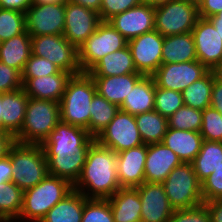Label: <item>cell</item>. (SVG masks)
<instances>
[{"label":"cell","mask_w":222,"mask_h":222,"mask_svg":"<svg viewBox=\"0 0 222 222\" xmlns=\"http://www.w3.org/2000/svg\"><path fill=\"white\" fill-rule=\"evenodd\" d=\"M108 201L114 222H141V202L136 188H120Z\"/></svg>","instance_id":"obj_25"},{"label":"cell","mask_w":222,"mask_h":222,"mask_svg":"<svg viewBox=\"0 0 222 222\" xmlns=\"http://www.w3.org/2000/svg\"><path fill=\"white\" fill-rule=\"evenodd\" d=\"M91 76H120L138 73L127 45L121 50L109 53L101 58L89 71Z\"/></svg>","instance_id":"obj_27"},{"label":"cell","mask_w":222,"mask_h":222,"mask_svg":"<svg viewBox=\"0 0 222 222\" xmlns=\"http://www.w3.org/2000/svg\"><path fill=\"white\" fill-rule=\"evenodd\" d=\"M128 41L108 21H102L95 32L78 47V63L82 72H88L101 58L121 50Z\"/></svg>","instance_id":"obj_8"},{"label":"cell","mask_w":222,"mask_h":222,"mask_svg":"<svg viewBox=\"0 0 222 222\" xmlns=\"http://www.w3.org/2000/svg\"><path fill=\"white\" fill-rule=\"evenodd\" d=\"M32 54L48 59L62 71L71 75L81 73L78 49L63 35L31 36Z\"/></svg>","instance_id":"obj_10"},{"label":"cell","mask_w":222,"mask_h":222,"mask_svg":"<svg viewBox=\"0 0 222 222\" xmlns=\"http://www.w3.org/2000/svg\"><path fill=\"white\" fill-rule=\"evenodd\" d=\"M201 192L204 202L222 199V164L201 183Z\"/></svg>","instance_id":"obj_42"},{"label":"cell","mask_w":222,"mask_h":222,"mask_svg":"<svg viewBox=\"0 0 222 222\" xmlns=\"http://www.w3.org/2000/svg\"><path fill=\"white\" fill-rule=\"evenodd\" d=\"M214 75L210 70L204 77L190 84L182 93L185 106L197 110L210 107Z\"/></svg>","instance_id":"obj_33"},{"label":"cell","mask_w":222,"mask_h":222,"mask_svg":"<svg viewBox=\"0 0 222 222\" xmlns=\"http://www.w3.org/2000/svg\"><path fill=\"white\" fill-rule=\"evenodd\" d=\"M87 198L73 189L55 204L40 222H81Z\"/></svg>","instance_id":"obj_30"},{"label":"cell","mask_w":222,"mask_h":222,"mask_svg":"<svg viewBox=\"0 0 222 222\" xmlns=\"http://www.w3.org/2000/svg\"><path fill=\"white\" fill-rule=\"evenodd\" d=\"M81 222H114L108 199H86Z\"/></svg>","instance_id":"obj_40"},{"label":"cell","mask_w":222,"mask_h":222,"mask_svg":"<svg viewBox=\"0 0 222 222\" xmlns=\"http://www.w3.org/2000/svg\"><path fill=\"white\" fill-rule=\"evenodd\" d=\"M203 141L200 132L167 128L162 143L176 153L183 163H192Z\"/></svg>","instance_id":"obj_24"},{"label":"cell","mask_w":222,"mask_h":222,"mask_svg":"<svg viewBox=\"0 0 222 222\" xmlns=\"http://www.w3.org/2000/svg\"><path fill=\"white\" fill-rule=\"evenodd\" d=\"M71 76L70 73L61 71L49 76L22 78L23 89L28 97L60 103L67 81Z\"/></svg>","instance_id":"obj_21"},{"label":"cell","mask_w":222,"mask_h":222,"mask_svg":"<svg viewBox=\"0 0 222 222\" xmlns=\"http://www.w3.org/2000/svg\"><path fill=\"white\" fill-rule=\"evenodd\" d=\"M25 22L30 36L63 35L65 3L32 4L25 12Z\"/></svg>","instance_id":"obj_12"},{"label":"cell","mask_w":222,"mask_h":222,"mask_svg":"<svg viewBox=\"0 0 222 222\" xmlns=\"http://www.w3.org/2000/svg\"><path fill=\"white\" fill-rule=\"evenodd\" d=\"M13 170L10 157L0 159V183L12 181Z\"/></svg>","instance_id":"obj_50"},{"label":"cell","mask_w":222,"mask_h":222,"mask_svg":"<svg viewBox=\"0 0 222 222\" xmlns=\"http://www.w3.org/2000/svg\"><path fill=\"white\" fill-rule=\"evenodd\" d=\"M62 70L48 59L31 55L22 72V78H37L60 73Z\"/></svg>","instance_id":"obj_41"},{"label":"cell","mask_w":222,"mask_h":222,"mask_svg":"<svg viewBox=\"0 0 222 222\" xmlns=\"http://www.w3.org/2000/svg\"><path fill=\"white\" fill-rule=\"evenodd\" d=\"M67 0H33V4L65 3Z\"/></svg>","instance_id":"obj_56"},{"label":"cell","mask_w":222,"mask_h":222,"mask_svg":"<svg viewBox=\"0 0 222 222\" xmlns=\"http://www.w3.org/2000/svg\"><path fill=\"white\" fill-rule=\"evenodd\" d=\"M144 144L160 143L168 128L167 118L153 110L134 116Z\"/></svg>","instance_id":"obj_32"},{"label":"cell","mask_w":222,"mask_h":222,"mask_svg":"<svg viewBox=\"0 0 222 222\" xmlns=\"http://www.w3.org/2000/svg\"><path fill=\"white\" fill-rule=\"evenodd\" d=\"M73 190L66 179L48 174L35 187L24 191L19 219L40 222L47 212ZM21 218V219H20Z\"/></svg>","instance_id":"obj_4"},{"label":"cell","mask_w":222,"mask_h":222,"mask_svg":"<svg viewBox=\"0 0 222 222\" xmlns=\"http://www.w3.org/2000/svg\"><path fill=\"white\" fill-rule=\"evenodd\" d=\"M156 84L152 76H143L125 97L120 110L137 115L154 110Z\"/></svg>","instance_id":"obj_26"},{"label":"cell","mask_w":222,"mask_h":222,"mask_svg":"<svg viewBox=\"0 0 222 222\" xmlns=\"http://www.w3.org/2000/svg\"><path fill=\"white\" fill-rule=\"evenodd\" d=\"M102 22L98 12L81 5L65 2V26L63 36L77 49Z\"/></svg>","instance_id":"obj_15"},{"label":"cell","mask_w":222,"mask_h":222,"mask_svg":"<svg viewBox=\"0 0 222 222\" xmlns=\"http://www.w3.org/2000/svg\"><path fill=\"white\" fill-rule=\"evenodd\" d=\"M119 110L118 105L108 102L96 92L90 104L89 134L95 138L111 122Z\"/></svg>","instance_id":"obj_35"},{"label":"cell","mask_w":222,"mask_h":222,"mask_svg":"<svg viewBox=\"0 0 222 222\" xmlns=\"http://www.w3.org/2000/svg\"><path fill=\"white\" fill-rule=\"evenodd\" d=\"M141 4L140 0H102L99 15L102 21Z\"/></svg>","instance_id":"obj_45"},{"label":"cell","mask_w":222,"mask_h":222,"mask_svg":"<svg viewBox=\"0 0 222 222\" xmlns=\"http://www.w3.org/2000/svg\"><path fill=\"white\" fill-rule=\"evenodd\" d=\"M2 93L0 92V131L2 132V118H1V113H2Z\"/></svg>","instance_id":"obj_57"},{"label":"cell","mask_w":222,"mask_h":222,"mask_svg":"<svg viewBox=\"0 0 222 222\" xmlns=\"http://www.w3.org/2000/svg\"><path fill=\"white\" fill-rule=\"evenodd\" d=\"M23 193L24 191L12 181L0 183V222L19 219Z\"/></svg>","instance_id":"obj_34"},{"label":"cell","mask_w":222,"mask_h":222,"mask_svg":"<svg viewBox=\"0 0 222 222\" xmlns=\"http://www.w3.org/2000/svg\"><path fill=\"white\" fill-rule=\"evenodd\" d=\"M169 1H172V0H140L141 4H147L154 8L167 4Z\"/></svg>","instance_id":"obj_55"},{"label":"cell","mask_w":222,"mask_h":222,"mask_svg":"<svg viewBox=\"0 0 222 222\" xmlns=\"http://www.w3.org/2000/svg\"><path fill=\"white\" fill-rule=\"evenodd\" d=\"M23 88L22 73L0 62V92L8 93Z\"/></svg>","instance_id":"obj_44"},{"label":"cell","mask_w":222,"mask_h":222,"mask_svg":"<svg viewBox=\"0 0 222 222\" xmlns=\"http://www.w3.org/2000/svg\"><path fill=\"white\" fill-rule=\"evenodd\" d=\"M168 128L200 132L202 126V110L183 105L168 119Z\"/></svg>","instance_id":"obj_36"},{"label":"cell","mask_w":222,"mask_h":222,"mask_svg":"<svg viewBox=\"0 0 222 222\" xmlns=\"http://www.w3.org/2000/svg\"><path fill=\"white\" fill-rule=\"evenodd\" d=\"M210 70L200 61L161 64L152 75L155 84L163 89L182 92Z\"/></svg>","instance_id":"obj_13"},{"label":"cell","mask_w":222,"mask_h":222,"mask_svg":"<svg viewBox=\"0 0 222 222\" xmlns=\"http://www.w3.org/2000/svg\"><path fill=\"white\" fill-rule=\"evenodd\" d=\"M221 164L222 142L204 140L199 153L192 162L199 182L202 183Z\"/></svg>","instance_id":"obj_31"},{"label":"cell","mask_w":222,"mask_h":222,"mask_svg":"<svg viewBox=\"0 0 222 222\" xmlns=\"http://www.w3.org/2000/svg\"><path fill=\"white\" fill-rule=\"evenodd\" d=\"M211 71L214 75L215 80L222 83V61L217 64Z\"/></svg>","instance_id":"obj_54"},{"label":"cell","mask_w":222,"mask_h":222,"mask_svg":"<svg viewBox=\"0 0 222 222\" xmlns=\"http://www.w3.org/2000/svg\"><path fill=\"white\" fill-rule=\"evenodd\" d=\"M141 73H131L120 76H91L96 92L108 102L118 105L123 104L125 97L134 85L143 77Z\"/></svg>","instance_id":"obj_22"},{"label":"cell","mask_w":222,"mask_h":222,"mask_svg":"<svg viewBox=\"0 0 222 222\" xmlns=\"http://www.w3.org/2000/svg\"><path fill=\"white\" fill-rule=\"evenodd\" d=\"M14 142V137L11 134L0 131V159L7 155L10 146Z\"/></svg>","instance_id":"obj_51"},{"label":"cell","mask_w":222,"mask_h":222,"mask_svg":"<svg viewBox=\"0 0 222 222\" xmlns=\"http://www.w3.org/2000/svg\"><path fill=\"white\" fill-rule=\"evenodd\" d=\"M222 12V0H201L198 4V14L201 18H209Z\"/></svg>","instance_id":"obj_46"},{"label":"cell","mask_w":222,"mask_h":222,"mask_svg":"<svg viewBox=\"0 0 222 222\" xmlns=\"http://www.w3.org/2000/svg\"><path fill=\"white\" fill-rule=\"evenodd\" d=\"M210 107L222 113V83L216 81L215 78L212 87Z\"/></svg>","instance_id":"obj_49"},{"label":"cell","mask_w":222,"mask_h":222,"mask_svg":"<svg viewBox=\"0 0 222 222\" xmlns=\"http://www.w3.org/2000/svg\"><path fill=\"white\" fill-rule=\"evenodd\" d=\"M182 161L162 142L147 145L145 161V182L162 183L169 173Z\"/></svg>","instance_id":"obj_20"},{"label":"cell","mask_w":222,"mask_h":222,"mask_svg":"<svg viewBox=\"0 0 222 222\" xmlns=\"http://www.w3.org/2000/svg\"><path fill=\"white\" fill-rule=\"evenodd\" d=\"M179 1L190 2V3L198 6V4L200 3L201 0H179Z\"/></svg>","instance_id":"obj_58"},{"label":"cell","mask_w":222,"mask_h":222,"mask_svg":"<svg viewBox=\"0 0 222 222\" xmlns=\"http://www.w3.org/2000/svg\"><path fill=\"white\" fill-rule=\"evenodd\" d=\"M168 222H211L207 207L202 204L190 209H176Z\"/></svg>","instance_id":"obj_43"},{"label":"cell","mask_w":222,"mask_h":222,"mask_svg":"<svg viewBox=\"0 0 222 222\" xmlns=\"http://www.w3.org/2000/svg\"><path fill=\"white\" fill-rule=\"evenodd\" d=\"M95 140L116 153L144 144L134 115L122 110H119Z\"/></svg>","instance_id":"obj_11"},{"label":"cell","mask_w":222,"mask_h":222,"mask_svg":"<svg viewBox=\"0 0 222 222\" xmlns=\"http://www.w3.org/2000/svg\"><path fill=\"white\" fill-rule=\"evenodd\" d=\"M135 188L141 202V222H168L175 209L163 184L144 182Z\"/></svg>","instance_id":"obj_17"},{"label":"cell","mask_w":222,"mask_h":222,"mask_svg":"<svg viewBox=\"0 0 222 222\" xmlns=\"http://www.w3.org/2000/svg\"><path fill=\"white\" fill-rule=\"evenodd\" d=\"M171 206L176 209H190L204 203L201 183L192 163H181L162 182Z\"/></svg>","instance_id":"obj_7"},{"label":"cell","mask_w":222,"mask_h":222,"mask_svg":"<svg viewBox=\"0 0 222 222\" xmlns=\"http://www.w3.org/2000/svg\"><path fill=\"white\" fill-rule=\"evenodd\" d=\"M28 95L24 89L2 93V132L13 137L21 130L28 104Z\"/></svg>","instance_id":"obj_23"},{"label":"cell","mask_w":222,"mask_h":222,"mask_svg":"<svg viewBox=\"0 0 222 222\" xmlns=\"http://www.w3.org/2000/svg\"><path fill=\"white\" fill-rule=\"evenodd\" d=\"M95 141L85 128L59 122L41 144L47 160L48 173L68 180H78L86 155Z\"/></svg>","instance_id":"obj_1"},{"label":"cell","mask_w":222,"mask_h":222,"mask_svg":"<svg viewBox=\"0 0 222 222\" xmlns=\"http://www.w3.org/2000/svg\"><path fill=\"white\" fill-rule=\"evenodd\" d=\"M31 55V36L27 31L0 44V62L21 73Z\"/></svg>","instance_id":"obj_29"},{"label":"cell","mask_w":222,"mask_h":222,"mask_svg":"<svg viewBox=\"0 0 222 222\" xmlns=\"http://www.w3.org/2000/svg\"><path fill=\"white\" fill-rule=\"evenodd\" d=\"M164 36L153 30L128 41L138 73L152 76L162 64Z\"/></svg>","instance_id":"obj_14"},{"label":"cell","mask_w":222,"mask_h":222,"mask_svg":"<svg viewBox=\"0 0 222 222\" xmlns=\"http://www.w3.org/2000/svg\"><path fill=\"white\" fill-rule=\"evenodd\" d=\"M200 133L204 140L222 142V113L212 107L202 110Z\"/></svg>","instance_id":"obj_39"},{"label":"cell","mask_w":222,"mask_h":222,"mask_svg":"<svg viewBox=\"0 0 222 222\" xmlns=\"http://www.w3.org/2000/svg\"><path fill=\"white\" fill-rule=\"evenodd\" d=\"M208 19L212 22L216 30H218V33L222 39V12L218 13L217 15H213Z\"/></svg>","instance_id":"obj_53"},{"label":"cell","mask_w":222,"mask_h":222,"mask_svg":"<svg viewBox=\"0 0 222 222\" xmlns=\"http://www.w3.org/2000/svg\"><path fill=\"white\" fill-rule=\"evenodd\" d=\"M116 166L117 153L95 140L88 149L83 169L73 189L87 199L110 198L121 188Z\"/></svg>","instance_id":"obj_2"},{"label":"cell","mask_w":222,"mask_h":222,"mask_svg":"<svg viewBox=\"0 0 222 222\" xmlns=\"http://www.w3.org/2000/svg\"><path fill=\"white\" fill-rule=\"evenodd\" d=\"M33 4V0H0V8L25 13Z\"/></svg>","instance_id":"obj_47"},{"label":"cell","mask_w":222,"mask_h":222,"mask_svg":"<svg viewBox=\"0 0 222 222\" xmlns=\"http://www.w3.org/2000/svg\"><path fill=\"white\" fill-rule=\"evenodd\" d=\"M198 60L194 38L191 32L164 36L162 64Z\"/></svg>","instance_id":"obj_28"},{"label":"cell","mask_w":222,"mask_h":222,"mask_svg":"<svg viewBox=\"0 0 222 222\" xmlns=\"http://www.w3.org/2000/svg\"><path fill=\"white\" fill-rule=\"evenodd\" d=\"M26 31L25 13L0 8V41L3 42Z\"/></svg>","instance_id":"obj_37"},{"label":"cell","mask_w":222,"mask_h":222,"mask_svg":"<svg viewBox=\"0 0 222 222\" xmlns=\"http://www.w3.org/2000/svg\"><path fill=\"white\" fill-rule=\"evenodd\" d=\"M146 156V144L117 153L116 169L121 188H135L145 182Z\"/></svg>","instance_id":"obj_19"},{"label":"cell","mask_w":222,"mask_h":222,"mask_svg":"<svg viewBox=\"0 0 222 222\" xmlns=\"http://www.w3.org/2000/svg\"><path fill=\"white\" fill-rule=\"evenodd\" d=\"M199 18L198 6L190 2L172 0L155 7L154 30L162 36L192 32Z\"/></svg>","instance_id":"obj_9"},{"label":"cell","mask_w":222,"mask_h":222,"mask_svg":"<svg viewBox=\"0 0 222 222\" xmlns=\"http://www.w3.org/2000/svg\"><path fill=\"white\" fill-rule=\"evenodd\" d=\"M96 86L88 72L72 75L60 101V121L85 128L89 133L90 104Z\"/></svg>","instance_id":"obj_3"},{"label":"cell","mask_w":222,"mask_h":222,"mask_svg":"<svg viewBox=\"0 0 222 222\" xmlns=\"http://www.w3.org/2000/svg\"><path fill=\"white\" fill-rule=\"evenodd\" d=\"M155 8L139 4L113 16L108 22L129 41L154 30Z\"/></svg>","instance_id":"obj_18"},{"label":"cell","mask_w":222,"mask_h":222,"mask_svg":"<svg viewBox=\"0 0 222 222\" xmlns=\"http://www.w3.org/2000/svg\"><path fill=\"white\" fill-rule=\"evenodd\" d=\"M7 155L12 164V182L23 191L35 187L49 174L41 144L14 142Z\"/></svg>","instance_id":"obj_5"},{"label":"cell","mask_w":222,"mask_h":222,"mask_svg":"<svg viewBox=\"0 0 222 222\" xmlns=\"http://www.w3.org/2000/svg\"><path fill=\"white\" fill-rule=\"evenodd\" d=\"M99 13L102 0H67Z\"/></svg>","instance_id":"obj_52"},{"label":"cell","mask_w":222,"mask_h":222,"mask_svg":"<svg viewBox=\"0 0 222 222\" xmlns=\"http://www.w3.org/2000/svg\"><path fill=\"white\" fill-rule=\"evenodd\" d=\"M60 122V103L29 97L21 130L14 141L22 144H42Z\"/></svg>","instance_id":"obj_6"},{"label":"cell","mask_w":222,"mask_h":222,"mask_svg":"<svg viewBox=\"0 0 222 222\" xmlns=\"http://www.w3.org/2000/svg\"><path fill=\"white\" fill-rule=\"evenodd\" d=\"M184 105L182 93L163 89L156 85L154 110L165 118H169Z\"/></svg>","instance_id":"obj_38"},{"label":"cell","mask_w":222,"mask_h":222,"mask_svg":"<svg viewBox=\"0 0 222 222\" xmlns=\"http://www.w3.org/2000/svg\"><path fill=\"white\" fill-rule=\"evenodd\" d=\"M191 33L198 61L212 70L222 61V39L218 30L209 19L199 17Z\"/></svg>","instance_id":"obj_16"},{"label":"cell","mask_w":222,"mask_h":222,"mask_svg":"<svg viewBox=\"0 0 222 222\" xmlns=\"http://www.w3.org/2000/svg\"><path fill=\"white\" fill-rule=\"evenodd\" d=\"M210 214L211 222H222V199L203 203Z\"/></svg>","instance_id":"obj_48"}]
</instances>
